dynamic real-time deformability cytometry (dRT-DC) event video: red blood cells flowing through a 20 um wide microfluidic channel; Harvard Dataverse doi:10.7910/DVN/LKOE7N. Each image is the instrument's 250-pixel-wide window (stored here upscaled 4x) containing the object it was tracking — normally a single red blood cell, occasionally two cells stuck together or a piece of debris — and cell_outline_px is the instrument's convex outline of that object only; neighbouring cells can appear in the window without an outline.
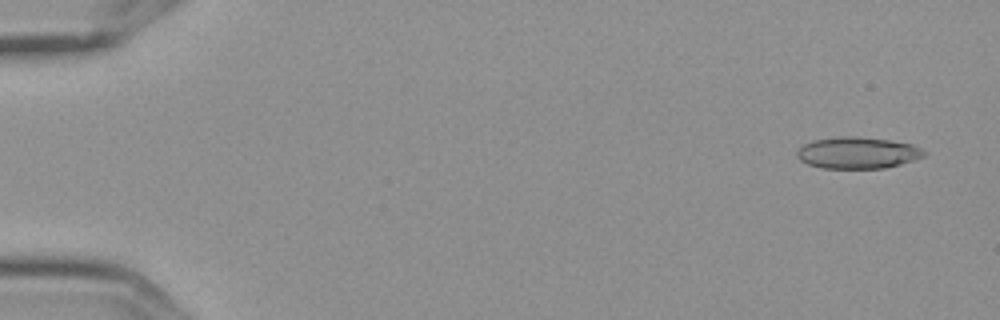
{"species": "Egyptian fruit bat (a non-hibernating species)", "species_latin": "Rousettus aegyptiacus", "temperature_condition": "cold", "stored_images_in_passage": 9, "camera_frame_rate_fps": 3000, "um_per_image_px": 0.085, "frame": {"image": 1, "passage_image": 1, "time_ms": 0.0, "image_size_px": [1000, 320], "cell_outline_px": [[928, 152], [924, 156], [900, 164], [884, 168], [820, 168], [808, 164], [800, 160], [796, 156], [796, 152], [804, 144], [812, 140], [840, 136], [856, 136], [888, 140], [912, 144]], "centroid_in_image_um": [72.87, 12.98], "position_along_channel_um": 12.1, "area_um2": 23.35}}
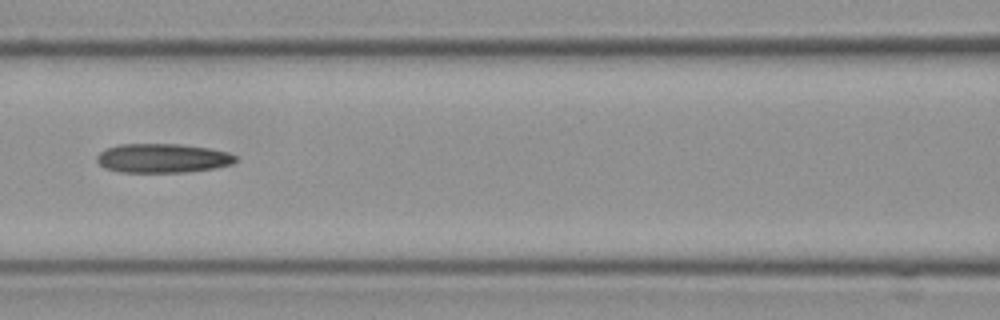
{"frame": {"image": 2, "passage_image": 7, "time_ms": 2.0, "image_size_px": [1000, 320], "cell_outline_px": [[236, 160], [232, 164], [212, 168], [188, 172], [120, 172], [104, 168], [96, 160], [96, 156], [104, 148], [120, 144], [180, 144], [208, 148], [228, 152], [236, 156]], "centroid_in_image_um": [13.78, 13.44], "position_along_channel_um": 152.8, "area_um2": 23.58}}
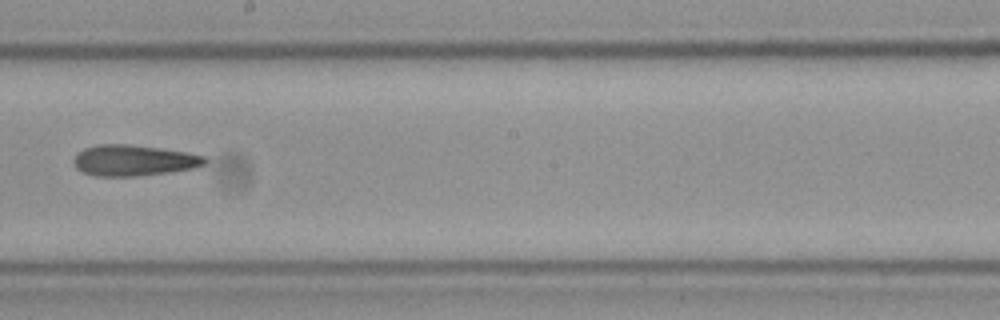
{"frame": {"image": 3, "passage_image": 9, "time_ms": 2.667, "image_size_px": [1000, 320], "cell_outline_px": [[208, 160], [204, 164], [192, 168], [168, 172], [136, 176], [96, 176], [84, 172], [76, 168], [72, 160], [84, 148], [100, 144], [128, 144], [160, 148], [184, 152], [204, 156]], "centroid_in_image_um": [11.34, 13.63], "position_along_channel_um": 236.9, "area_um2": 23.35}}